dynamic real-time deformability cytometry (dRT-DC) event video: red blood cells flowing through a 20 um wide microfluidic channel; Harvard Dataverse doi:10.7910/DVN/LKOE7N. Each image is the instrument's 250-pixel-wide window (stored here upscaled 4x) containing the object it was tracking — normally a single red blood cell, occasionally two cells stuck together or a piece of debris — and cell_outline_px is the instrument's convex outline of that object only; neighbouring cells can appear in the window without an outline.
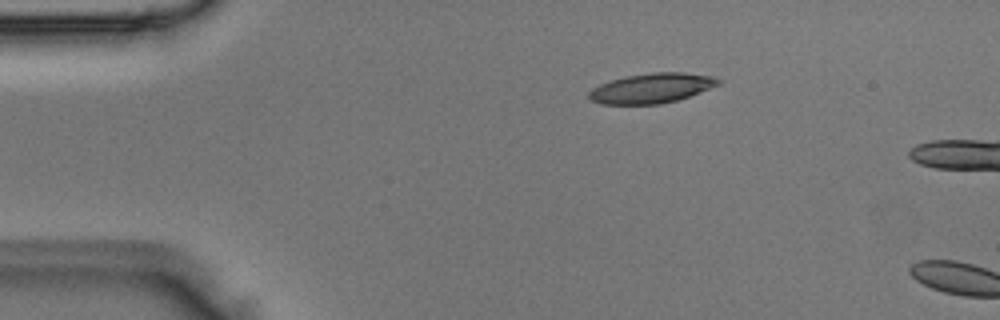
{"species": "Egyptian fruit bat (a non-hibernating species)", "species_latin": "Rousettus aegyptiacus", "temperature_condition": "room temperature", "stored_images_in_passage": 2, "camera_frame_rate_fps": 3000, "um_per_image_px": 0.085, "animal": {"sex": "male"}, "frame": {"image": 1, "passage_image": 1, "time_ms": 0.0, "image_size_px": [1000, 320], "cell_outline_px": [[724, 80], [720, 84], [700, 92], [676, 100], [660, 104], [600, 104], [592, 100], [588, 96], [588, 92], [592, 88], [600, 84], [624, 76], [652, 72], [684, 72], [712, 76]], "centroid_in_image_um": [55.4, 7.48], "position_along_channel_um": 29.6, "area_um2": 22.54}}